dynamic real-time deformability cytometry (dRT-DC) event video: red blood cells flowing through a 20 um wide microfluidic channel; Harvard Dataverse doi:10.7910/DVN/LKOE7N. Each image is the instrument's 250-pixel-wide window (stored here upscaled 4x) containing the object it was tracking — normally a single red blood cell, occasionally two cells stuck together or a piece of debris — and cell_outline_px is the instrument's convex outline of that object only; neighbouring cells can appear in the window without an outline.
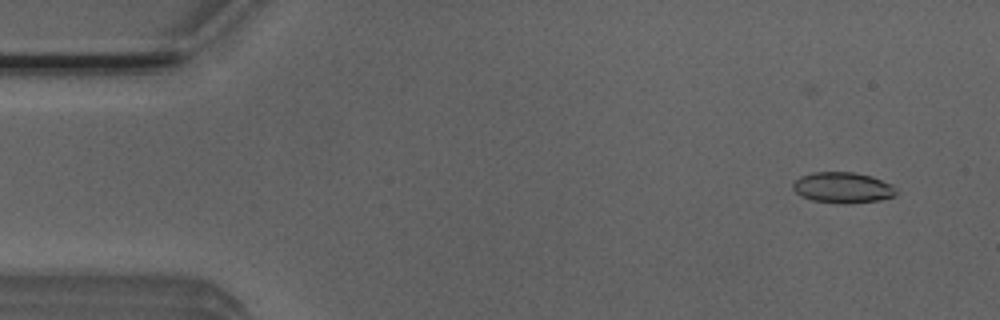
{"species": "Egyptian fruit bat (a non-hibernating species)", "species_latin": "Rousettus aegyptiacus", "temperature_condition": "room temperature", "stored_images_in_passage": 6, "camera_frame_rate_fps": 3000, "um_per_image_px": 0.085, "animal": {"sex": "male"}, "frame": {"image": 1, "passage_image": 3, "time_ms": 0.667, "image_size_px": [1000, 320], "cell_outline_px": [[896, 196], [880, 200], [848, 204], [844, 204], [812, 200], [800, 196], [792, 188], [792, 184], [800, 176], [812, 172], [856, 172], [872, 176], [892, 184], [896, 188]], "centroid_in_image_um": [71.64, 15.95], "position_along_channel_um": 13.4, "area_um2": 18.79}}
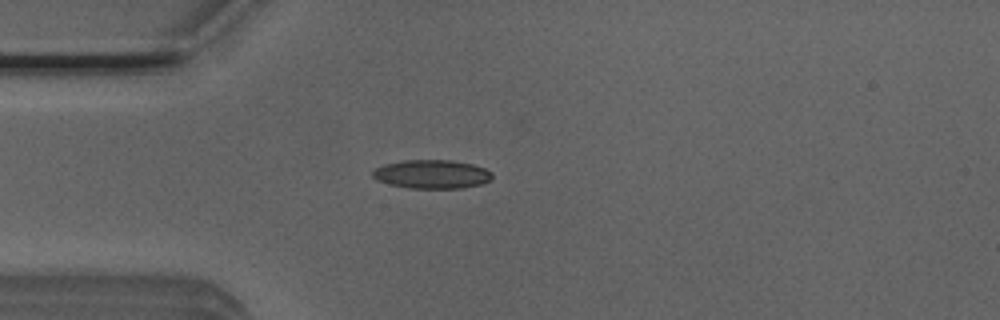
{"frame": {"image": 2, "passage_image": 5, "time_ms": 1.333, "image_size_px": [1000, 320], "cell_outline_px": [[492, 180], [480, 184], [464, 188], [408, 188], [388, 184], [376, 180], [372, 176], [372, 172], [376, 168], [384, 164], [404, 160], [452, 160], [472, 164], [484, 168], [492, 172]], "centroid_in_image_um": [36.7, 14.81], "position_along_channel_um": 48.3, "area_um2": 20.11}}